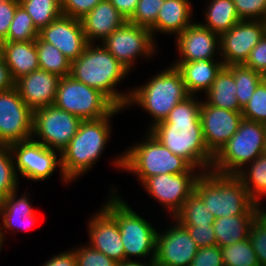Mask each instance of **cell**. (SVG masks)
<instances>
[{"instance_id": "39", "label": "cell", "mask_w": 266, "mask_h": 266, "mask_svg": "<svg viewBox=\"0 0 266 266\" xmlns=\"http://www.w3.org/2000/svg\"><path fill=\"white\" fill-rule=\"evenodd\" d=\"M243 119L266 125V82L262 80L241 111Z\"/></svg>"}, {"instance_id": "6", "label": "cell", "mask_w": 266, "mask_h": 266, "mask_svg": "<svg viewBox=\"0 0 266 266\" xmlns=\"http://www.w3.org/2000/svg\"><path fill=\"white\" fill-rule=\"evenodd\" d=\"M118 187L112 184L109 190L106 189L109 192L101 205L117 220L125 260L154 261L158 227L155 222L145 218L146 215L142 216V213L130 206L119 194Z\"/></svg>"}, {"instance_id": "13", "label": "cell", "mask_w": 266, "mask_h": 266, "mask_svg": "<svg viewBox=\"0 0 266 266\" xmlns=\"http://www.w3.org/2000/svg\"><path fill=\"white\" fill-rule=\"evenodd\" d=\"M201 173L160 174L147 178L140 186L149 198L159 204L164 216L173 215L184 205L194 192L197 178ZM166 214V215H165Z\"/></svg>"}, {"instance_id": "7", "label": "cell", "mask_w": 266, "mask_h": 266, "mask_svg": "<svg viewBox=\"0 0 266 266\" xmlns=\"http://www.w3.org/2000/svg\"><path fill=\"white\" fill-rule=\"evenodd\" d=\"M194 193L216 219L243 215L255 204L235 174L205 171L197 178Z\"/></svg>"}, {"instance_id": "2", "label": "cell", "mask_w": 266, "mask_h": 266, "mask_svg": "<svg viewBox=\"0 0 266 266\" xmlns=\"http://www.w3.org/2000/svg\"><path fill=\"white\" fill-rule=\"evenodd\" d=\"M141 140L132 142L110 160L115 171L131 173L139 186L149 177L160 174L202 173L183 157L173 154L148 130ZM125 171V172H124Z\"/></svg>"}, {"instance_id": "10", "label": "cell", "mask_w": 266, "mask_h": 266, "mask_svg": "<svg viewBox=\"0 0 266 266\" xmlns=\"http://www.w3.org/2000/svg\"><path fill=\"white\" fill-rule=\"evenodd\" d=\"M54 106L82 120H96L108 116L117 106L100 90L68 75L61 77Z\"/></svg>"}, {"instance_id": "15", "label": "cell", "mask_w": 266, "mask_h": 266, "mask_svg": "<svg viewBox=\"0 0 266 266\" xmlns=\"http://www.w3.org/2000/svg\"><path fill=\"white\" fill-rule=\"evenodd\" d=\"M33 111L14 86L0 91V145L32 139Z\"/></svg>"}, {"instance_id": "18", "label": "cell", "mask_w": 266, "mask_h": 266, "mask_svg": "<svg viewBox=\"0 0 266 266\" xmlns=\"http://www.w3.org/2000/svg\"><path fill=\"white\" fill-rule=\"evenodd\" d=\"M20 187L1 199L0 204V240L5 245L7 237L20 231H30L39 221V214L31 199V193Z\"/></svg>"}, {"instance_id": "30", "label": "cell", "mask_w": 266, "mask_h": 266, "mask_svg": "<svg viewBox=\"0 0 266 266\" xmlns=\"http://www.w3.org/2000/svg\"><path fill=\"white\" fill-rule=\"evenodd\" d=\"M244 184L250 198L260 206L266 201V155L262 154L235 174ZM265 199V201H264Z\"/></svg>"}, {"instance_id": "11", "label": "cell", "mask_w": 266, "mask_h": 266, "mask_svg": "<svg viewBox=\"0 0 266 266\" xmlns=\"http://www.w3.org/2000/svg\"><path fill=\"white\" fill-rule=\"evenodd\" d=\"M157 42L149 29L126 21L101 43L124 67L134 73L139 60L148 64V61L151 62L160 54Z\"/></svg>"}, {"instance_id": "36", "label": "cell", "mask_w": 266, "mask_h": 266, "mask_svg": "<svg viewBox=\"0 0 266 266\" xmlns=\"http://www.w3.org/2000/svg\"><path fill=\"white\" fill-rule=\"evenodd\" d=\"M39 36V30L34 26L31 16L19 5L10 24L5 42L34 41Z\"/></svg>"}, {"instance_id": "53", "label": "cell", "mask_w": 266, "mask_h": 266, "mask_svg": "<svg viewBox=\"0 0 266 266\" xmlns=\"http://www.w3.org/2000/svg\"><path fill=\"white\" fill-rule=\"evenodd\" d=\"M263 154L266 155V135H265V143H264Z\"/></svg>"}, {"instance_id": "31", "label": "cell", "mask_w": 266, "mask_h": 266, "mask_svg": "<svg viewBox=\"0 0 266 266\" xmlns=\"http://www.w3.org/2000/svg\"><path fill=\"white\" fill-rule=\"evenodd\" d=\"M38 63L41 70L58 75L60 78L70 75L71 61L53 44L36 39Z\"/></svg>"}, {"instance_id": "27", "label": "cell", "mask_w": 266, "mask_h": 266, "mask_svg": "<svg viewBox=\"0 0 266 266\" xmlns=\"http://www.w3.org/2000/svg\"><path fill=\"white\" fill-rule=\"evenodd\" d=\"M3 58L8 66L12 79L39 70L36 40L26 42H4Z\"/></svg>"}, {"instance_id": "56", "label": "cell", "mask_w": 266, "mask_h": 266, "mask_svg": "<svg viewBox=\"0 0 266 266\" xmlns=\"http://www.w3.org/2000/svg\"><path fill=\"white\" fill-rule=\"evenodd\" d=\"M263 22H264V26H265V34H266V15H265V18L263 19Z\"/></svg>"}, {"instance_id": "4", "label": "cell", "mask_w": 266, "mask_h": 266, "mask_svg": "<svg viewBox=\"0 0 266 266\" xmlns=\"http://www.w3.org/2000/svg\"><path fill=\"white\" fill-rule=\"evenodd\" d=\"M131 72L124 67L102 43H88L84 52L71 62L74 79L100 90L117 107L125 108L131 87L123 90L119 85L129 78Z\"/></svg>"}, {"instance_id": "1", "label": "cell", "mask_w": 266, "mask_h": 266, "mask_svg": "<svg viewBox=\"0 0 266 266\" xmlns=\"http://www.w3.org/2000/svg\"><path fill=\"white\" fill-rule=\"evenodd\" d=\"M202 97L189 95L148 131L173 154L183 157L202 173L211 169L214 155L203 139L200 120Z\"/></svg>"}, {"instance_id": "57", "label": "cell", "mask_w": 266, "mask_h": 266, "mask_svg": "<svg viewBox=\"0 0 266 266\" xmlns=\"http://www.w3.org/2000/svg\"><path fill=\"white\" fill-rule=\"evenodd\" d=\"M263 80L266 82V73L263 74Z\"/></svg>"}, {"instance_id": "33", "label": "cell", "mask_w": 266, "mask_h": 266, "mask_svg": "<svg viewBox=\"0 0 266 266\" xmlns=\"http://www.w3.org/2000/svg\"><path fill=\"white\" fill-rule=\"evenodd\" d=\"M40 31L62 15L61 0H19Z\"/></svg>"}, {"instance_id": "8", "label": "cell", "mask_w": 266, "mask_h": 266, "mask_svg": "<svg viewBox=\"0 0 266 266\" xmlns=\"http://www.w3.org/2000/svg\"><path fill=\"white\" fill-rule=\"evenodd\" d=\"M265 135V124L243 119L238 131L214 155L210 170L221 174H236L263 154Z\"/></svg>"}, {"instance_id": "5", "label": "cell", "mask_w": 266, "mask_h": 266, "mask_svg": "<svg viewBox=\"0 0 266 266\" xmlns=\"http://www.w3.org/2000/svg\"><path fill=\"white\" fill-rule=\"evenodd\" d=\"M157 72V73H156ZM147 78L142 85L131 87L130 96L124 110L139 107L148 115L146 130L166 119L169 112L189 96L180 71L171 64Z\"/></svg>"}, {"instance_id": "3", "label": "cell", "mask_w": 266, "mask_h": 266, "mask_svg": "<svg viewBox=\"0 0 266 266\" xmlns=\"http://www.w3.org/2000/svg\"><path fill=\"white\" fill-rule=\"evenodd\" d=\"M122 111L125 112L123 108L116 107L108 116L80 123L78 132L61 152L62 171L71 184L81 180L82 176L88 175L96 167V163L105 154L108 141H111L114 117L122 114Z\"/></svg>"}, {"instance_id": "42", "label": "cell", "mask_w": 266, "mask_h": 266, "mask_svg": "<svg viewBox=\"0 0 266 266\" xmlns=\"http://www.w3.org/2000/svg\"><path fill=\"white\" fill-rule=\"evenodd\" d=\"M241 20L263 21L266 15V0H232Z\"/></svg>"}, {"instance_id": "55", "label": "cell", "mask_w": 266, "mask_h": 266, "mask_svg": "<svg viewBox=\"0 0 266 266\" xmlns=\"http://www.w3.org/2000/svg\"><path fill=\"white\" fill-rule=\"evenodd\" d=\"M261 211L266 213V206H260Z\"/></svg>"}, {"instance_id": "54", "label": "cell", "mask_w": 266, "mask_h": 266, "mask_svg": "<svg viewBox=\"0 0 266 266\" xmlns=\"http://www.w3.org/2000/svg\"><path fill=\"white\" fill-rule=\"evenodd\" d=\"M2 249H5V246L2 244V242L0 240V253H2Z\"/></svg>"}, {"instance_id": "23", "label": "cell", "mask_w": 266, "mask_h": 266, "mask_svg": "<svg viewBox=\"0 0 266 266\" xmlns=\"http://www.w3.org/2000/svg\"><path fill=\"white\" fill-rule=\"evenodd\" d=\"M80 21L88 43H101L126 22L109 0L99 2Z\"/></svg>"}, {"instance_id": "25", "label": "cell", "mask_w": 266, "mask_h": 266, "mask_svg": "<svg viewBox=\"0 0 266 266\" xmlns=\"http://www.w3.org/2000/svg\"><path fill=\"white\" fill-rule=\"evenodd\" d=\"M175 67L180 71L189 95L202 97L211 88L217 74L224 67L222 60H196L178 62Z\"/></svg>"}, {"instance_id": "47", "label": "cell", "mask_w": 266, "mask_h": 266, "mask_svg": "<svg viewBox=\"0 0 266 266\" xmlns=\"http://www.w3.org/2000/svg\"><path fill=\"white\" fill-rule=\"evenodd\" d=\"M19 5V0H0V38L4 42L7 39L10 24Z\"/></svg>"}, {"instance_id": "19", "label": "cell", "mask_w": 266, "mask_h": 266, "mask_svg": "<svg viewBox=\"0 0 266 266\" xmlns=\"http://www.w3.org/2000/svg\"><path fill=\"white\" fill-rule=\"evenodd\" d=\"M200 120L205 144L208 150L215 155L238 131L243 115L241 111L208 105L202 99Z\"/></svg>"}, {"instance_id": "12", "label": "cell", "mask_w": 266, "mask_h": 266, "mask_svg": "<svg viewBox=\"0 0 266 266\" xmlns=\"http://www.w3.org/2000/svg\"><path fill=\"white\" fill-rule=\"evenodd\" d=\"M83 120L56 106H44L33 112L32 139L60 153L78 132Z\"/></svg>"}, {"instance_id": "17", "label": "cell", "mask_w": 266, "mask_h": 266, "mask_svg": "<svg viewBox=\"0 0 266 266\" xmlns=\"http://www.w3.org/2000/svg\"><path fill=\"white\" fill-rule=\"evenodd\" d=\"M265 34L264 22L240 20L220 35V56L225 67L245 64L251 50Z\"/></svg>"}, {"instance_id": "51", "label": "cell", "mask_w": 266, "mask_h": 266, "mask_svg": "<svg viewBox=\"0 0 266 266\" xmlns=\"http://www.w3.org/2000/svg\"><path fill=\"white\" fill-rule=\"evenodd\" d=\"M117 266H154V261L125 260L119 262Z\"/></svg>"}, {"instance_id": "38", "label": "cell", "mask_w": 266, "mask_h": 266, "mask_svg": "<svg viewBox=\"0 0 266 266\" xmlns=\"http://www.w3.org/2000/svg\"><path fill=\"white\" fill-rule=\"evenodd\" d=\"M165 0H139L128 22L149 29L155 39V21Z\"/></svg>"}, {"instance_id": "43", "label": "cell", "mask_w": 266, "mask_h": 266, "mask_svg": "<svg viewBox=\"0 0 266 266\" xmlns=\"http://www.w3.org/2000/svg\"><path fill=\"white\" fill-rule=\"evenodd\" d=\"M103 0H61L62 15L82 19Z\"/></svg>"}, {"instance_id": "24", "label": "cell", "mask_w": 266, "mask_h": 266, "mask_svg": "<svg viewBox=\"0 0 266 266\" xmlns=\"http://www.w3.org/2000/svg\"><path fill=\"white\" fill-rule=\"evenodd\" d=\"M193 4V0H165L155 21V40L159 33L175 38L191 25L196 11Z\"/></svg>"}, {"instance_id": "26", "label": "cell", "mask_w": 266, "mask_h": 266, "mask_svg": "<svg viewBox=\"0 0 266 266\" xmlns=\"http://www.w3.org/2000/svg\"><path fill=\"white\" fill-rule=\"evenodd\" d=\"M260 212V205L255 203L243 215L217 218L213 223L217 245L223 247L247 239L250 226Z\"/></svg>"}, {"instance_id": "46", "label": "cell", "mask_w": 266, "mask_h": 266, "mask_svg": "<svg viewBox=\"0 0 266 266\" xmlns=\"http://www.w3.org/2000/svg\"><path fill=\"white\" fill-rule=\"evenodd\" d=\"M244 65L262 75L266 73V34L253 47Z\"/></svg>"}, {"instance_id": "44", "label": "cell", "mask_w": 266, "mask_h": 266, "mask_svg": "<svg viewBox=\"0 0 266 266\" xmlns=\"http://www.w3.org/2000/svg\"><path fill=\"white\" fill-rule=\"evenodd\" d=\"M189 266H224L220 247L212 245L199 248Z\"/></svg>"}, {"instance_id": "41", "label": "cell", "mask_w": 266, "mask_h": 266, "mask_svg": "<svg viewBox=\"0 0 266 266\" xmlns=\"http://www.w3.org/2000/svg\"><path fill=\"white\" fill-rule=\"evenodd\" d=\"M76 246V247H75ZM72 246L77 266H117V262L102 252L92 248L88 243Z\"/></svg>"}, {"instance_id": "50", "label": "cell", "mask_w": 266, "mask_h": 266, "mask_svg": "<svg viewBox=\"0 0 266 266\" xmlns=\"http://www.w3.org/2000/svg\"><path fill=\"white\" fill-rule=\"evenodd\" d=\"M15 86L10 70L5 63V59L0 57V91L11 89Z\"/></svg>"}, {"instance_id": "37", "label": "cell", "mask_w": 266, "mask_h": 266, "mask_svg": "<svg viewBox=\"0 0 266 266\" xmlns=\"http://www.w3.org/2000/svg\"><path fill=\"white\" fill-rule=\"evenodd\" d=\"M15 171L13 156L9 146L0 145V198H4L21 186Z\"/></svg>"}, {"instance_id": "49", "label": "cell", "mask_w": 266, "mask_h": 266, "mask_svg": "<svg viewBox=\"0 0 266 266\" xmlns=\"http://www.w3.org/2000/svg\"><path fill=\"white\" fill-rule=\"evenodd\" d=\"M109 1L114 5L117 11L125 18V20L128 21L135 12L139 0H109Z\"/></svg>"}, {"instance_id": "29", "label": "cell", "mask_w": 266, "mask_h": 266, "mask_svg": "<svg viewBox=\"0 0 266 266\" xmlns=\"http://www.w3.org/2000/svg\"><path fill=\"white\" fill-rule=\"evenodd\" d=\"M236 90L233 73L224 66L217 74L211 88L202 95V99L208 105L226 110L242 111L236 98Z\"/></svg>"}, {"instance_id": "9", "label": "cell", "mask_w": 266, "mask_h": 266, "mask_svg": "<svg viewBox=\"0 0 266 266\" xmlns=\"http://www.w3.org/2000/svg\"><path fill=\"white\" fill-rule=\"evenodd\" d=\"M9 148L19 181L23 179L22 181L31 183H42L53 177L56 172L60 176L59 182L61 181L62 185L65 187L72 185L63 174L59 151L50 149L33 139L12 143Z\"/></svg>"}, {"instance_id": "20", "label": "cell", "mask_w": 266, "mask_h": 266, "mask_svg": "<svg viewBox=\"0 0 266 266\" xmlns=\"http://www.w3.org/2000/svg\"><path fill=\"white\" fill-rule=\"evenodd\" d=\"M101 207V208H100ZM88 217L87 236L92 248L104 253L117 263L125 261V251L117 220L101 205Z\"/></svg>"}, {"instance_id": "48", "label": "cell", "mask_w": 266, "mask_h": 266, "mask_svg": "<svg viewBox=\"0 0 266 266\" xmlns=\"http://www.w3.org/2000/svg\"><path fill=\"white\" fill-rule=\"evenodd\" d=\"M59 251L56 255L49 256V258L42 262L40 266H77L76 257L72 247Z\"/></svg>"}, {"instance_id": "40", "label": "cell", "mask_w": 266, "mask_h": 266, "mask_svg": "<svg viewBox=\"0 0 266 266\" xmlns=\"http://www.w3.org/2000/svg\"><path fill=\"white\" fill-rule=\"evenodd\" d=\"M260 266H266V213L260 212L250 226L249 237Z\"/></svg>"}, {"instance_id": "22", "label": "cell", "mask_w": 266, "mask_h": 266, "mask_svg": "<svg viewBox=\"0 0 266 266\" xmlns=\"http://www.w3.org/2000/svg\"><path fill=\"white\" fill-rule=\"evenodd\" d=\"M60 77L45 70H36L15 81V87L27 106L34 112L53 106Z\"/></svg>"}, {"instance_id": "35", "label": "cell", "mask_w": 266, "mask_h": 266, "mask_svg": "<svg viewBox=\"0 0 266 266\" xmlns=\"http://www.w3.org/2000/svg\"><path fill=\"white\" fill-rule=\"evenodd\" d=\"M220 249L224 266H260L249 238Z\"/></svg>"}, {"instance_id": "28", "label": "cell", "mask_w": 266, "mask_h": 266, "mask_svg": "<svg viewBox=\"0 0 266 266\" xmlns=\"http://www.w3.org/2000/svg\"><path fill=\"white\" fill-rule=\"evenodd\" d=\"M203 6L201 15L204 18L198 22L218 35L229 31L241 20L232 0H206Z\"/></svg>"}, {"instance_id": "14", "label": "cell", "mask_w": 266, "mask_h": 266, "mask_svg": "<svg viewBox=\"0 0 266 266\" xmlns=\"http://www.w3.org/2000/svg\"><path fill=\"white\" fill-rule=\"evenodd\" d=\"M164 220L166 221L162 225L165 226L164 228L158 224L160 228L156 236L154 266H189L198 252V245L191 238L186 227L172 217Z\"/></svg>"}, {"instance_id": "34", "label": "cell", "mask_w": 266, "mask_h": 266, "mask_svg": "<svg viewBox=\"0 0 266 266\" xmlns=\"http://www.w3.org/2000/svg\"><path fill=\"white\" fill-rule=\"evenodd\" d=\"M227 68L233 73L236 84V98L243 109L255 92L258 84L263 80V75L244 64L230 65Z\"/></svg>"}, {"instance_id": "32", "label": "cell", "mask_w": 266, "mask_h": 266, "mask_svg": "<svg viewBox=\"0 0 266 266\" xmlns=\"http://www.w3.org/2000/svg\"><path fill=\"white\" fill-rule=\"evenodd\" d=\"M180 225H213L215 216L193 192L172 217Z\"/></svg>"}, {"instance_id": "21", "label": "cell", "mask_w": 266, "mask_h": 266, "mask_svg": "<svg viewBox=\"0 0 266 266\" xmlns=\"http://www.w3.org/2000/svg\"><path fill=\"white\" fill-rule=\"evenodd\" d=\"M39 37L53 44L71 62L76 60L88 45L81 21L64 15L42 28Z\"/></svg>"}, {"instance_id": "45", "label": "cell", "mask_w": 266, "mask_h": 266, "mask_svg": "<svg viewBox=\"0 0 266 266\" xmlns=\"http://www.w3.org/2000/svg\"><path fill=\"white\" fill-rule=\"evenodd\" d=\"M199 248L217 245L213 225H183Z\"/></svg>"}, {"instance_id": "16", "label": "cell", "mask_w": 266, "mask_h": 266, "mask_svg": "<svg viewBox=\"0 0 266 266\" xmlns=\"http://www.w3.org/2000/svg\"><path fill=\"white\" fill-rule=\"evenodd\" d=\"M173 46L178 53L173 57L175 66L178 62H194L196 60H221L220 35L194 21L183 32L174 38Z\"/></svg>"}, {"instance_id": "52", "label": "cell", "mask_w": 266, "mask_h": 266, "mask_svg": "<svg viewBox=\"0 0 266 266\" xmlns=\"http://www.w3.org/2000/svg\"><path fill=\"white\" fill-rule=\"evenodd\" d=\"M3 44H4V40L0 38V57L3 56Z\"/></svg>"}]
</instances>
